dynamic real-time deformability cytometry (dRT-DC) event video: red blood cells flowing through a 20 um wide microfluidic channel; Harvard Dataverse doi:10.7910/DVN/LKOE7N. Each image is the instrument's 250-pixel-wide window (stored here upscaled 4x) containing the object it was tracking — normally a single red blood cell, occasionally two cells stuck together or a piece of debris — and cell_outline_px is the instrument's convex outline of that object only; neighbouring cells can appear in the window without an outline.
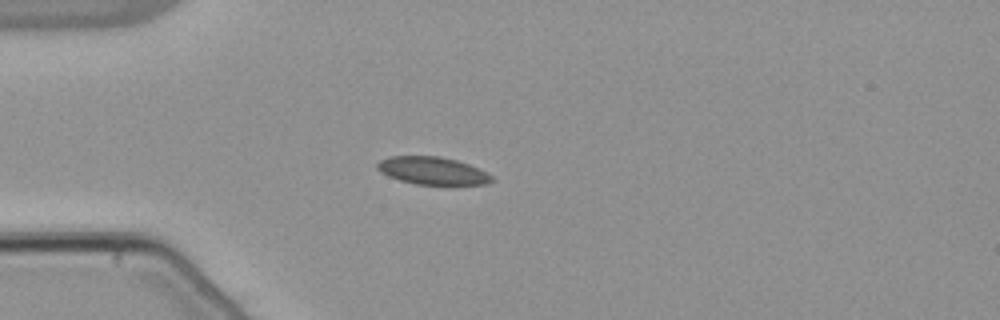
{"species": "common noctule bat (a hibernating species)", "species_latin": "Nyctalus noctula", "temperature_condition": "warm", "stored_images_in_passage": 40, "camera_frame_rate_fps": 3000, "um_per_image_px": 0.085, "animal": {"sex": "male", "body_mass_g": 21.5, "forearm_length_mm": 52.0}, "frame": {"image": 1, "passage_image": 1, "time_ms": 0.0, "image_size_px": [1000, 320], "cell_outline_px": [[496, 180], [488, 184], [416, 184], [400, 180], [388, 176], [380, 172], [376, 168], [376, 164], [380, 160], [388, 156], [440, 156], [456, 160], [468, 164], [492, 176]], "centroid_in_image_um": [36.72, 14.5], "position_along_channel_um": 48.3, "area_um2": 18.32}}
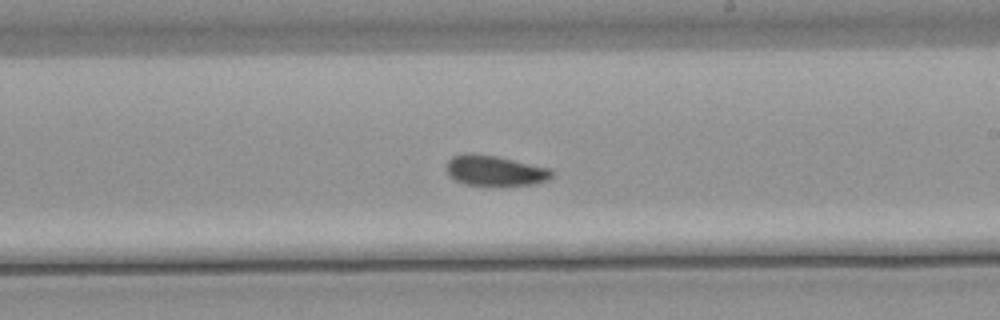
{"frame": {"image": 2, "passage_image": 18, "time_ms": 5.667, "image_size_px": [1000, 320], "cell_outline_px": [[552, 176], [548, 180], [536, 184], [464, 184], [448, 176], [444, 168], [448, 160], [452, 156], [468, 152], [472, 152], [496, 156], [552, 168]], "centroid_in_image_um": [42.03, 14.47], "position_along_channel_um": 247.0, "area_um2": 18.67}}
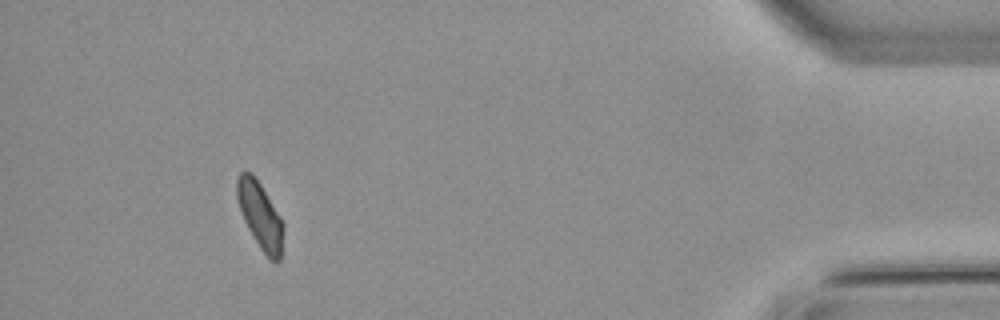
{"frame": {"image": 3, "passage_image": 36, "time_ms": 11.667, "image_size_px": [1000, 320], "cell_outline_px": [[284, 228], [280, 260], [272, 260], [260, 248], [248, 228], [244, 220], [236, 196], [236, 176], [240, 172], [252, 172], [260, 184], [280, 216], [284, 224]], "centroid_in_image_um": [22.1, 18.27], "position_along_channel_um": 413.1, "area_um2": 17.74}, "authors_computed_cell_mechanics": {"area_um2": 18.6694, "velocity_mm_per_s": 3.8042, "shape_relaxation_time_tau1_ms": null, "shape_relaxation_time_tau2_ms": 2.5899, "deformation_change_tau1": null, "deformation_change_tau2": 0.0419}}